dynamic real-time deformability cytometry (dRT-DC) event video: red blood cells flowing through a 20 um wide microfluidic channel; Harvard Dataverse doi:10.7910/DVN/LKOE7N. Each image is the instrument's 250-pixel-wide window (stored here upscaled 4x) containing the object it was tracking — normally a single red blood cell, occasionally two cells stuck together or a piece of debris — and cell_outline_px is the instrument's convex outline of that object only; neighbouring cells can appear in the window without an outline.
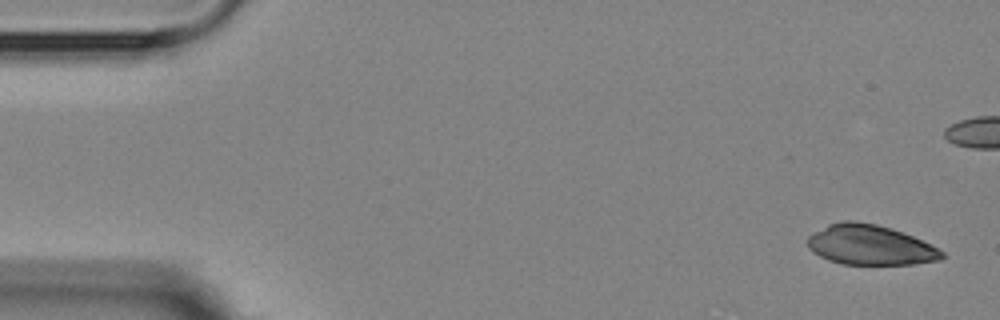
{"species": "Egyptian fruit bat (a non-hibernating species)", "species_latin": "Rousettus aegyptiacus", "temperature_condition": "room temperature", "stored_images_in_passage": 4, "camera_frame_rate_fps": 3000, "um_per_image_px": 0.085, "animal": {"sex": "female"}, "frame": {"image": 1, "passage_image": 1, "time_ms": 0.0, "image_size_px": [1000, 320], "cell_outline_px": [[944, 256], [940, 260], [916, 264], [840, 264], [828, 260], [812, 252], [808, 248], [808, 236], [828, 224], [844, 220], [852, 220], [876, 224], [892, 228], [912, 236], [944, 252]], "centroid_in_image_um": [73.93, 20.82], "position_along_channel_um": 11.1, "area_um2": 31.21}}